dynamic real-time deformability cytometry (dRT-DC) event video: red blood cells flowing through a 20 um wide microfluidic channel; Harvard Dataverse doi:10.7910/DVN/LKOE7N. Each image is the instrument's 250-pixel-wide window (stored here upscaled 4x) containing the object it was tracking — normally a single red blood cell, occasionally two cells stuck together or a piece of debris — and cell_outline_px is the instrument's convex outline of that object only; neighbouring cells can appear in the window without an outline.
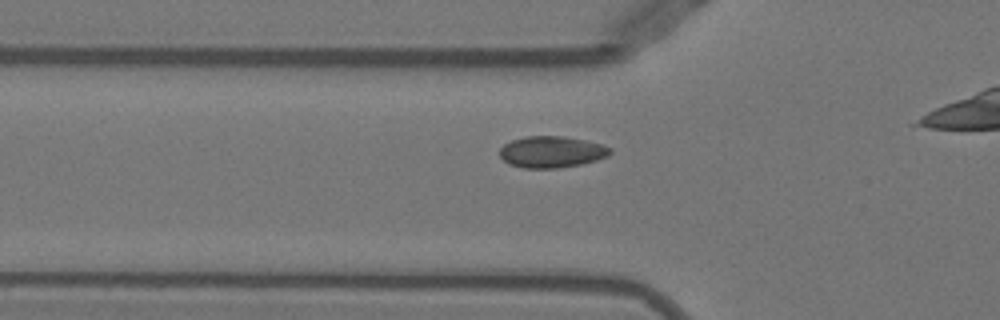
{"species": "Egyptian fruit bat (a non-hibernating species)", "species_latin": "Rousettus aegyptiacus", "temperature_condition": "warm", "stored_images_in_passage": 20, "camera_frame_rate_fps": 3000, "um_per_image_px": 0.085, "animal": {"sex": "female"}, "frame": {"image": 1, "passage_image": 5, "time_ms": 1.333, "image_size_px": [1000, 320], "cell_outline_px": [[612, 152], [608, 156], [596, 160], [580, 164], [556, 168], [524, 168], [508, 164], [500, 156], [500, 148], [504, 144], [512, 140], [524, 136], [560, 136], [584, 140], [600, 144], [612, 148]], "centroid_in_image_um": [46.87, 12.91], "position_along_channel_um": 78.9, "area_um2": 20.17}}
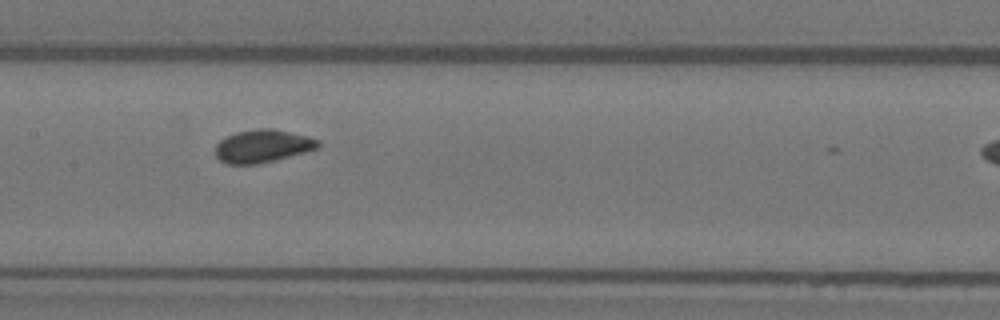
{"frame": {"image": 2, "passage_image": 13, "time_ms": 4.0, "image_size_px": [1000, 320], "cell_outline_px": [[320, 148], [276, 160], [256, 164], [228, 164], [220, 160], [216, 156], [216, 144], [220, 140], [236, 132], [256, 128], [272, 128], [308, 136], [320, 140]], "centroid_in_image_um": [22.35, 12.41], "position_along_channel_um": 185.0, "area_um2": 19.77}}
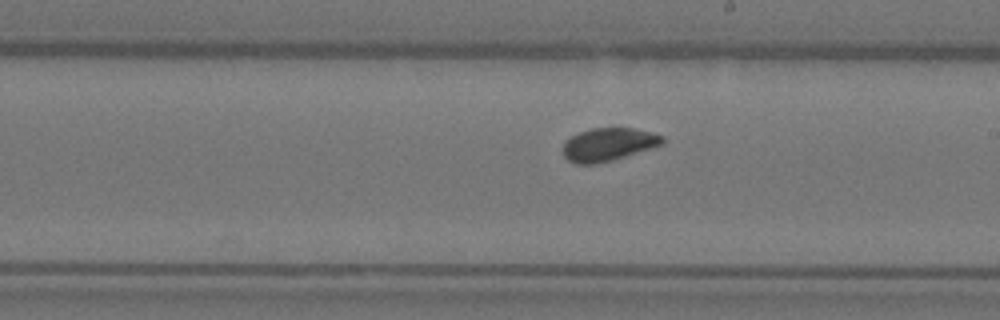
{"frame": {"image": 3, "passage_image": 17, "time_ms": 5.333, "image_size_px": [1000, 320], "cell_outline_px": [[664, 144], [612, 160], [596, 164], [576, 164], [568, 160], [564, 156], [560, 148], [564, 140], [580, 132], [592, 128], [632, 128], [652, 132], [664, 136]], "centroid_in_image_um": [51.67, 12.28], "position_along_channel_um": 237.3, "area_um2": 19.31}}